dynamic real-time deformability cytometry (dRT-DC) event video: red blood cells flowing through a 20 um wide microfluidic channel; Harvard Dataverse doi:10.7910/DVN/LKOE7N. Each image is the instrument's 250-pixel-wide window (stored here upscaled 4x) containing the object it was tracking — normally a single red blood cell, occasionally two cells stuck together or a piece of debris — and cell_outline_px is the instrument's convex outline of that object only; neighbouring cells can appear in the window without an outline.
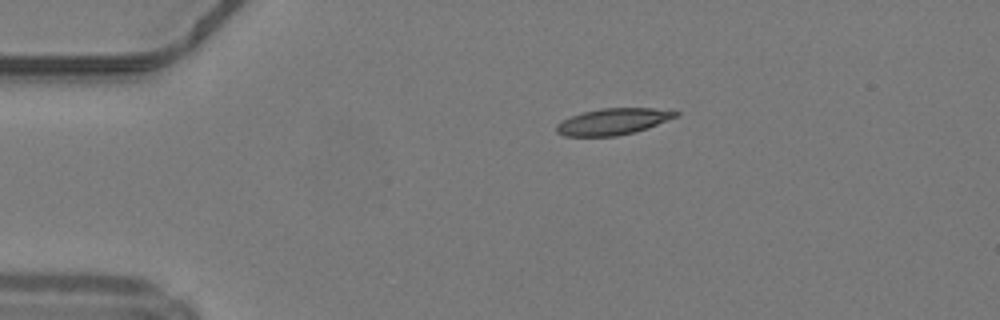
{"species": "common noctule bat (a hibernating species)", "species_latin": "Nyctalus noctula", "temperature_condition": "warm", "stored_images_in_passage": 21, "camera_frame_rate_fps": 3000, "um_per_image_px": 0.085, "animal": {"sex": "male", "body_mass_g": 19.2, "forearm_length_mm": 51.8}, "frame": {"image": 1, "passage_image": 1, "time_ms": 0.0, "image_size_px": [1000, 320], "cell_outline_px": [[680, 116], [648, 128], [636, 132], [616, 136], [564, 136], [556, 132], [556, 124], [572, 116], [584, 112], [600, 108], [652, 108], [680, 112]], "centroid_in_image_um": [52.15, 10.34], "position_along_channel_um": 32.9, "area_um2": 18.38}}
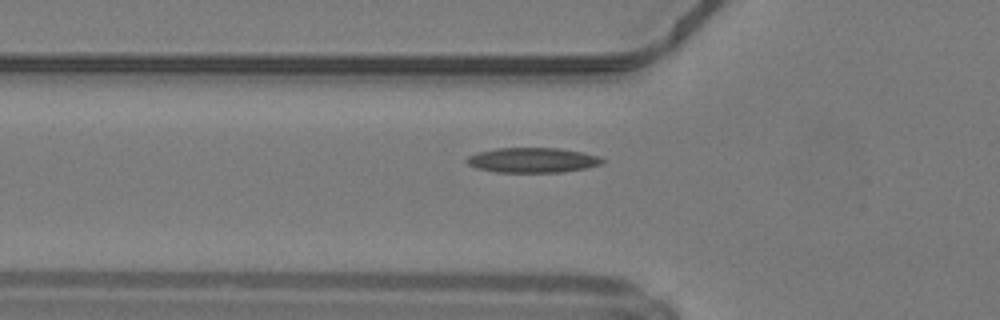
{"frame": {"image": 2, "passage_image": 8, "time_ms": 2.333, "image_size_px": [1000, 320], "cell_outline_px": [[604, 164], [564, 172], [496, 172], [476, 168], [468, 164], [464, 160], [468, 156], [476, 152], [496, 148], [556, 148], [584, 152], [600, 156], [604, 160]], "centroid_in_image_um": [45.26, 13.61], "position_along_channel_um": 80.5, "area_um2": 19.88}}
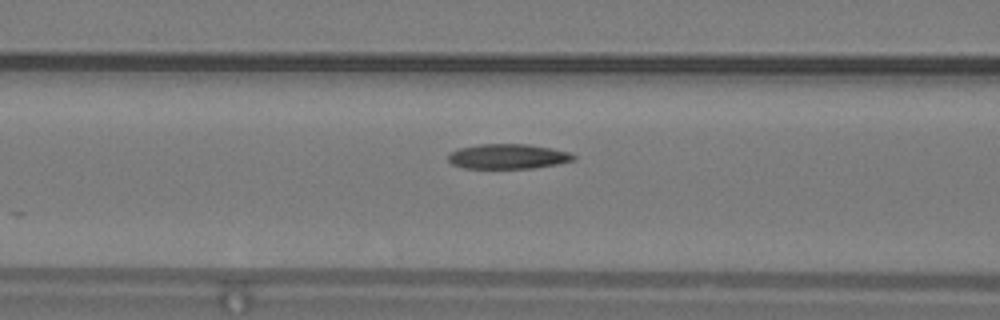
{"frame": {"image": 3, "passage_image": 11, "time_ms": 3.333, "image_size_px": [1000, 320], "cell_outline_px": [[576, 160], [556, 164], [532, 168], [464, 168], [452, 164], [448, 160], [448, 152], [460, 148], [480, 144], [528, 144], [568, 152], [576, 156]], "centroid_in_image_um": [43.14, 13.3], "position_along_channel_um": 123.5, "area_um2": 18.09}}